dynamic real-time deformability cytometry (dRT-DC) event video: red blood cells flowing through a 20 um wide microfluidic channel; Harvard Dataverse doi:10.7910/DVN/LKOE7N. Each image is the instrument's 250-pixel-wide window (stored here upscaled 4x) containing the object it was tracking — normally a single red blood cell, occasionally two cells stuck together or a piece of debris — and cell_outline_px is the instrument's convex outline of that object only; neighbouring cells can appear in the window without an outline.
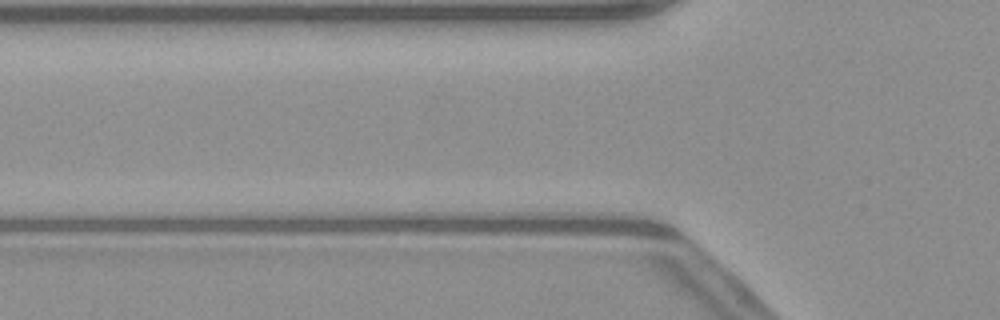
{"species": "common noctule bat (a hibernating species)", "species_latin": "Nyctalus noctula", "temperature_condition": "warm", "stored_images_in_passage": 2, "camera_frame_rate_fps": 3000, "um_per_image_px": 0.085, "animal": {"sex": "male", "body_mass_g": 23.1, "forearm_length_mm": 52.7}, "frame": {"image": 1, "passage_image": 2, "time_ms": 0.333, "image_size_px": [1000, 320], "cell_outline_px": [[676, 236], [652, 236], [568, 232], [596, 212], [628, 212]], "centroid_in_image_um": [52.6, 19.15], "position_along_channel_um": 73.2, "area_um2": 11.33}}